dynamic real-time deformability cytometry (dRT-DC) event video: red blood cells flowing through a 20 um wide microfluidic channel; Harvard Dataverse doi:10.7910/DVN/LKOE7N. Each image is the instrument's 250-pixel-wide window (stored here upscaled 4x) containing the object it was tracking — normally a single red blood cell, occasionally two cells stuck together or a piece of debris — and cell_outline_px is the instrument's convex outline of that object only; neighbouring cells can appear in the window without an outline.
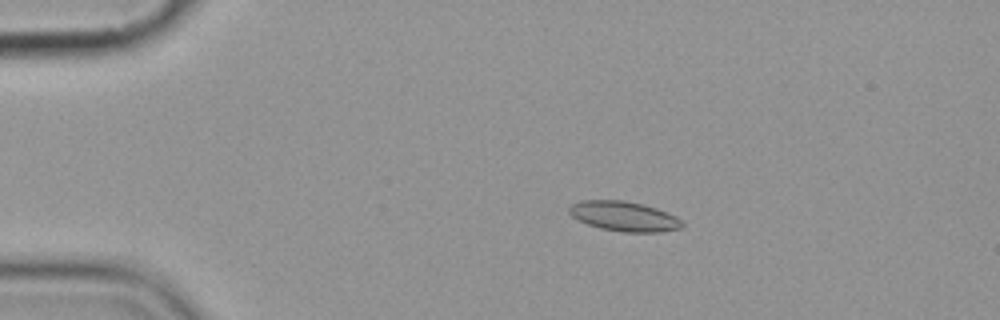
{"species": "common noctule bat (a hibernating species)", "species_latin": "Nyctalus noctula", "temperature_condition": "cold", "stored_images_in_passage": 9, "camera_frame_rate_fps": 3000, "um_per_image_px": 0.085, "animal": {"sex": "female", "body_mass_g": 19.9}, "frame": {"image": 1, "passage_image": 2, "time_ms": 1.0, "image_size_px": [1000, 320], "cell_outline_px": [[684, 224], [680, 228], [660, 232], [624, 232], [600, 228], [588, 224], [572, 216], [568, 212], [568, 208], [572, 204], [584, 200], [624, 200], [644, 204], [656, 208], [676, 216]], "centroid_in_image_um": [53.05, 18.38], "position_along_channel_um": 32.0, "area_um2": 19.54}}
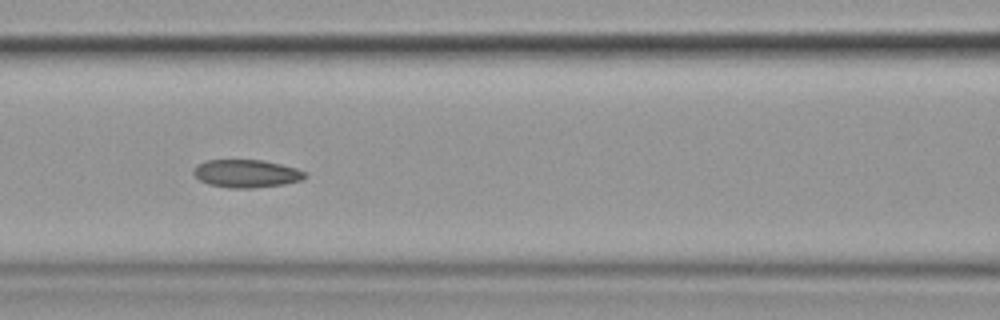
{"frame": {"image": 2, "passage_image": 6, "time_ms": 5.667, "image_size_px": [1000, 320], "cell_outline_px": [[308, 176], [300, 180], [284, 184], [252, 188], [232, 188], [208, 184], [200, 180], [192, 172], [196, 164], [208, 160], [264, 160], [296, 168], [304, 172]], "centroid_in_image_um": [20.92, 14.75], "position_along_channel_um": 145.7, "area_um2": 18.03}}
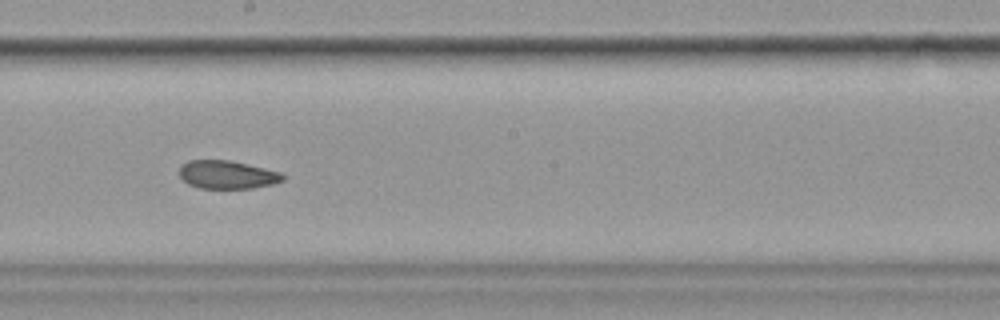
{"frame": {"image": 3, "passage_image": 8, "time_ms": 8.0, "image_size_px": [1000, 320], "cell_outline_px": [[284, 180], [272, 184], [252, 188], [200, 188], [188, 184], [180, 176], [180, 164], [188, 160], [228, 160], [280, 172], [284, 176]], "centroid_in_image_um": [19.27, 14.84], "position_along_channel_um": 228.9, "area_um2": 16.82}}